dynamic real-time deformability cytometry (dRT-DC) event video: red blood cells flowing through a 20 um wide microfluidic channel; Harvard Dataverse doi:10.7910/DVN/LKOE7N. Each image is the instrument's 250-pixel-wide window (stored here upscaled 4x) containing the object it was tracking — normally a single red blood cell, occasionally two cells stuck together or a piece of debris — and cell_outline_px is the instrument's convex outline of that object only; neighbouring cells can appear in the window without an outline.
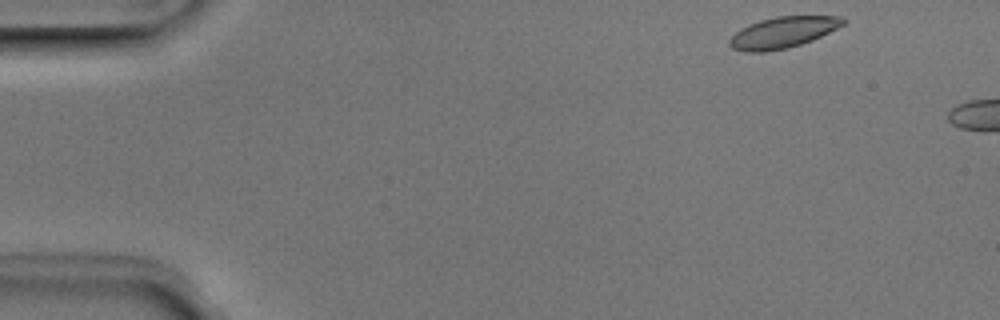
{"species": "Egyptian fruit bat (a non-hibernating species)", "species_latin": "Rousettus aegyptiacus", "temperature_condition": "room temperature", "stored_images_in_passage": 5, "camera_frame_rate_fps": 3000, "um_per_image_px": 0.085, "animal": {"sex": "male"}, "frame": {"image": 1, "passage_image": 1, "time_ms": 0.0, "image_size_px": [1000, 320], "cell_outline_px": [[848, 20], [844, 24], [812, 40], [788, 48], [764, 52], [744, 52], [732, 48], [728, 44], [728, 40], [740, 28], [748, 24], [760, 20], [776, 16], [844, 16]], "centroid_in_image_um": [66.52, 2.75], "position_along_channel_um": 18.5, "area_um2": 20.69}}